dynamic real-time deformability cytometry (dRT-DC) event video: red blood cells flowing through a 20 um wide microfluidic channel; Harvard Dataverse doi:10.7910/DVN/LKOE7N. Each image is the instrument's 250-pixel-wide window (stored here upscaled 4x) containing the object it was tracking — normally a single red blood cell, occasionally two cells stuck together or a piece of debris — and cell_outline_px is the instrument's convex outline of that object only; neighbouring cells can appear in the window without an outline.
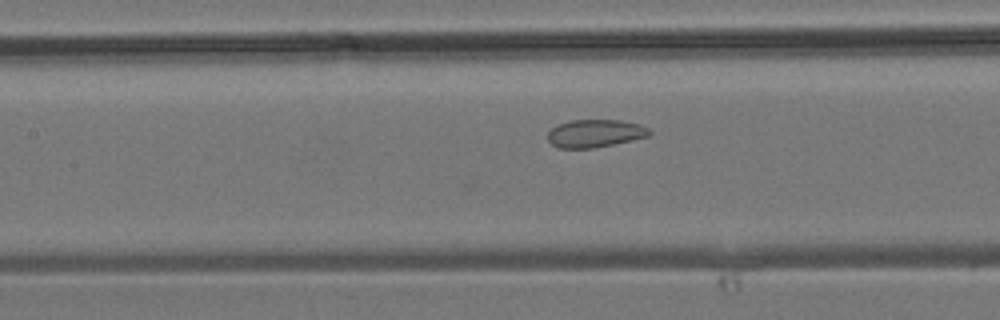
{"species": "common noctule bat (a hibernating species)", "species_latin": "Nyctalus noctula", "temperature_condition": "room temperature", "stored_images_in_passage": 27, "camera_frame_rate_fps": 3000, "um_per_image_px": 0.085, "animal": {"sex": "male", "body_mass_g": 19.2, "forearm_length_mm": 51.8}, "frame": {"image": 1, "passage_image": 7, "time_ms": 2.0, "image_size_px": [1000, 320], "cell_outline_px": [[652, 132], [648, 136], [632, 140], [592, 148], [560, 148], [552, 144], [548, 140], [548, 132], [552, 128], [560, 124], [572, 120], [620, 120], [640, 124], [648, 128]], "centroid_in_image_um": [50.59, 11.33], "position_along_channel_um": 156.8, "area_um2": 16.3}}
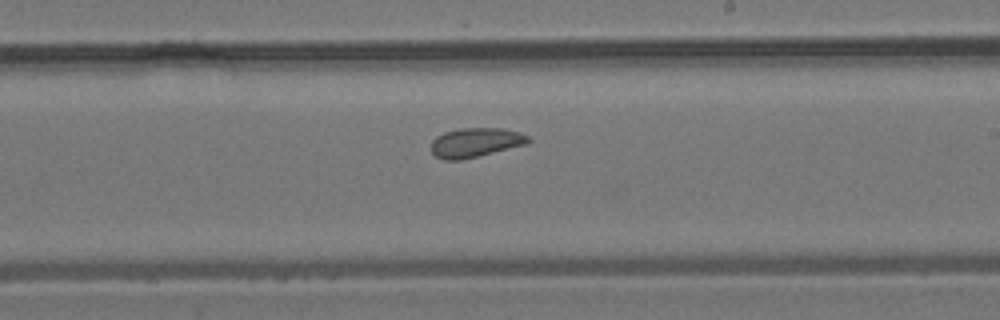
{"frame": {"image": 2, "passage_image": 13, "time_ms": 4.0, "image_size_px": [1000, 320], "cell_outline_px": [[532, 140], [528, 144], [460, 160], [444, 160], [436, 156], [432, 152], [432, 140], [436, 136], [444, 132], [460, 128], [500, 128], [520, 132], [528, 136]], "centroid_in_image_um": [40.43, 12.1], "position_along_channel_um": 248.6, "area_um2": 16.59}}
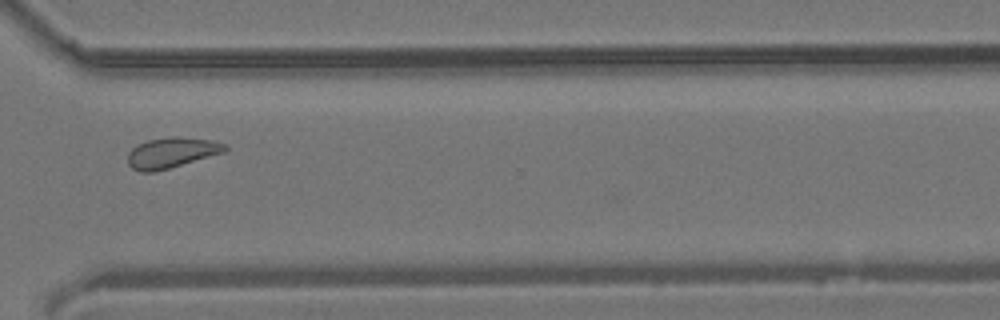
{"frame": {"image": 3, "passage_image": 20, "time_ms": 6.333, "image_size_px": [1000, 320], "cell_outline_px": [[228, 148], [224, 152], [156, 172], [140, 172], [132, 168], [128, 164], [128, 152], [136, 144], [148, 140], [172, 136], [176, 136], [216, 140], [224, 144]], "centroid_in_image_um": [14.56, 12.97], "position_along_channel_um": 356.0, "area_um2": 17.4}}